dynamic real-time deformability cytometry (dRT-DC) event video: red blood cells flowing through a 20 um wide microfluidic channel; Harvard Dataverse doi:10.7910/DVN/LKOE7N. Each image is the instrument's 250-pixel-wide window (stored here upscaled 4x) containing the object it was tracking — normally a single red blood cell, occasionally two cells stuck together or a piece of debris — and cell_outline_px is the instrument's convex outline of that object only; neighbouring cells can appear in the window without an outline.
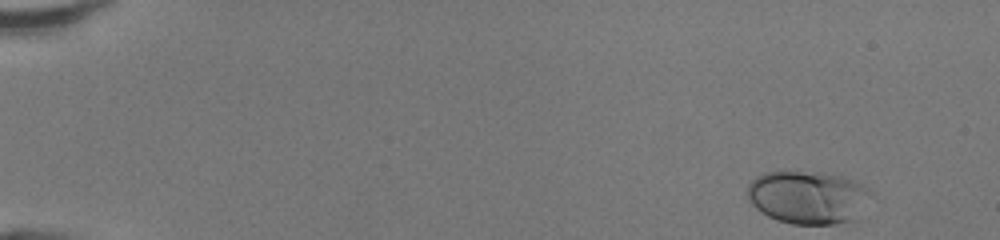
{"species": "human", "species_latin": "Homo sapiens", "temperature_condition": "room temperature", "stored_images_in_passage": 14, "camera_frame_rate_fps": 3000, "um_per_image_px": 0.085, "donor": {"sex": "female"}, "frame": {"image": 1, "passage_image": 1, "time_ms": 0.0, "image_size_px": [1000, 240], "cell_outline_px": [[872, 196], [860, 220], [836, 224], [792, 224], [776, 220], [760, 212], [748, 200], [748, 184], [756, 176], [764, 172], [824, 172], [844, 176], [868, 188], [872, 192]], "centroid_in_image_um": [68.74, 16.79], "position_along_channel_um": 16.3, "area_um2": 39.02}}
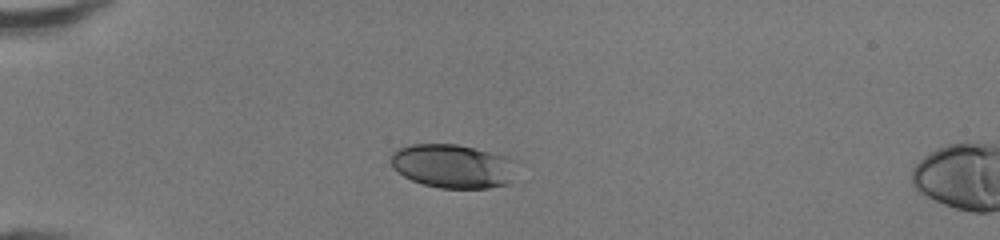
{"frame": {"image": 2, "passage_image": 11, "time_ms": 3.333, "image_size_px": [1000, 240], "cell_outline_px": [[516, 160], [512, 184], [488, 188], [440, 188], [424, 184], [412, 180], [404, 176], [392, 168], [392, 152], [396, 148], [408, 144], [456, 144], [508, 156]], "centroid_in_image_um": [38.52, 14.12], "position_along_channel_um": 46.5, "area_um2": 32.48}}